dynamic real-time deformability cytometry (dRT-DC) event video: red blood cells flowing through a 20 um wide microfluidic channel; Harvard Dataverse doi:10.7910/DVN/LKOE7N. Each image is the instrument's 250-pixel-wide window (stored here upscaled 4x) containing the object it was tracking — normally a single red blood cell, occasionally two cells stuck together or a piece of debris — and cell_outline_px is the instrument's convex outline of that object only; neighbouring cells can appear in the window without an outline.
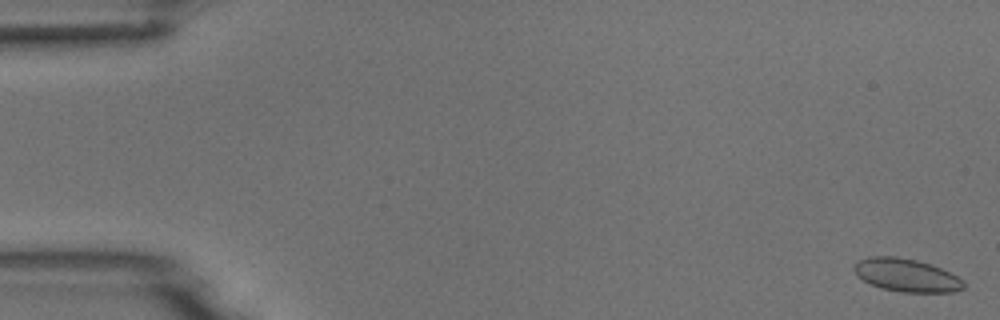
{"species": "common noctule bat (a hibernating species)", "species_latin": "Nyctalus noctula", "temperature_condition": "room temperature", "stored_images_in_passage": 6, "camera_frame_rate_fps": 3000, "um_per_image_px": 0.085, "animal": {"sex": "male", "body_mass_g": 18.8}, "frame": {"image": 1, "passage_image": 1, "time_ms": 0.0, "image_size_px": [1000, 320], "cell_outline_px": [[964, 288], [956, 292], [900, 292], [880, 288], [856, 276], [852, 268], [852, 264], [868, 256], [896, 256], [916, 260], [940, 268], [964, 280]], "centroid_in_image_um": [77.0, 23.39], "position_along_channel_um": 8.0, "area_um2": 21.15}}
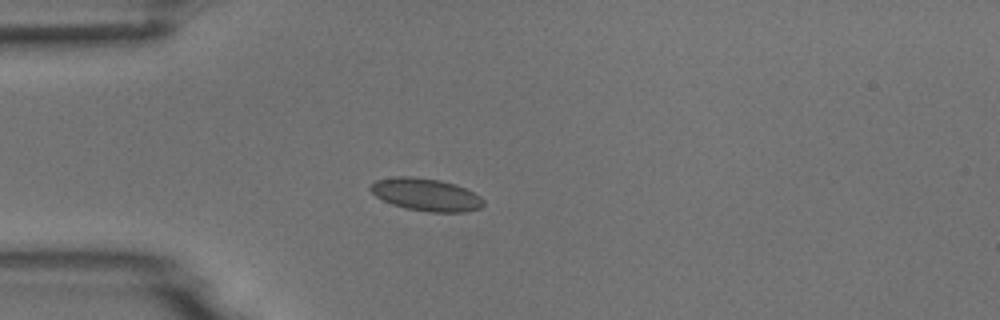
{"frame": {"image": 2, "passage_image": 5, "time_ms": 4.667, "image_size_px": [1000, 320], "cell_outline_px": [[484, 204], [480, 208], [464, 212], [428, 212], [404, 208], [392, 204], [376, 196], [368, 188], [376, 180], [396, 176], [412, 176], [440, 180], [456, 184], [480, 196], [484, 200]], "centroid_in_image_um": [36.21, 16.54], "position_along_channel_um": 48.8, "area_um2": 21.44}}